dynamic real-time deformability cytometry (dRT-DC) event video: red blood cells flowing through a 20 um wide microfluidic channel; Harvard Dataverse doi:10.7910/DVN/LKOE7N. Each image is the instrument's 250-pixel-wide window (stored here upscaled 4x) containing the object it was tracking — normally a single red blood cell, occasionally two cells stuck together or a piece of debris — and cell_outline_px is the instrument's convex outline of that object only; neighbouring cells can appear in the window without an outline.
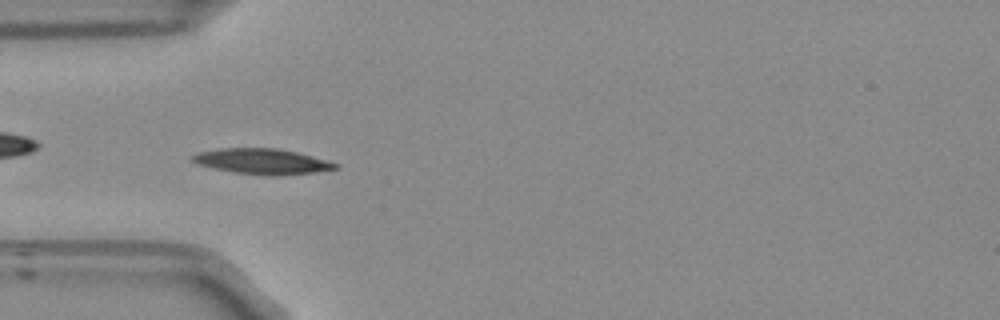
{"species": "Egyptian fruit bat (a non-hibernating species)", "species_latin": "Rousettus aegyptiacus", "temperature_condition": "room temperature", "stored_images_in_passage": 53, "camera_frame_rate_fps": 3000, "um_per_image_px": 0.085, "frame": {"image": 1, "passage_image": 15, "time_ms": 4.667, "image_size_px": [1000, 320], "cell_outline_px": [[340, 168], [312, 172], [280, 176], [268, 176], [232, 172], [212, 168], [196, 164], [192, 160], [192, 156], [200, 152], [220, 148], [280, 148], [296, 152], [324, 160], [336, 164]], "centroid_in_image_um": [22.23, 13.72], "position_along_channel_um": 62.8, "area_um2": 21.1}}
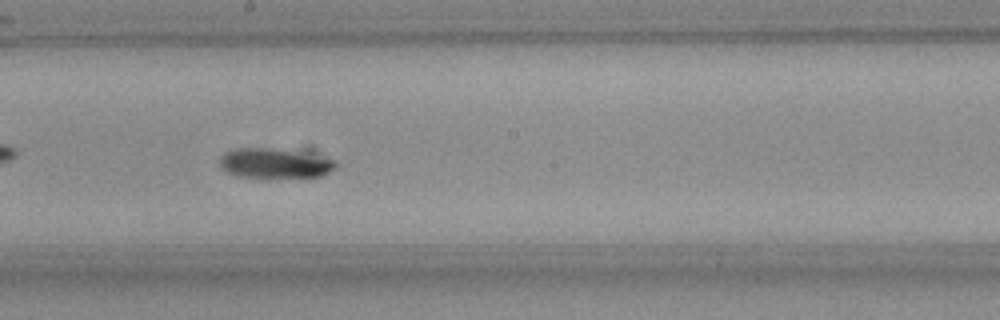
{"frame": {"image": 2, "passage_image": 28, "time_ms": 9.0, "image_size_px": [1000, 320], "cell_outline_px": [[340, 164], [332, 172], [320, 176], [264, 180], [236, 176], [228, 172], [220, 164], [220, 156], [224, 152], [236, 148], [272, 148], [336, 160]], "centroid_in_image_um": [23.34, 13.94], "position_along_channel_um": 224.9, "area_um2": 20.75}}
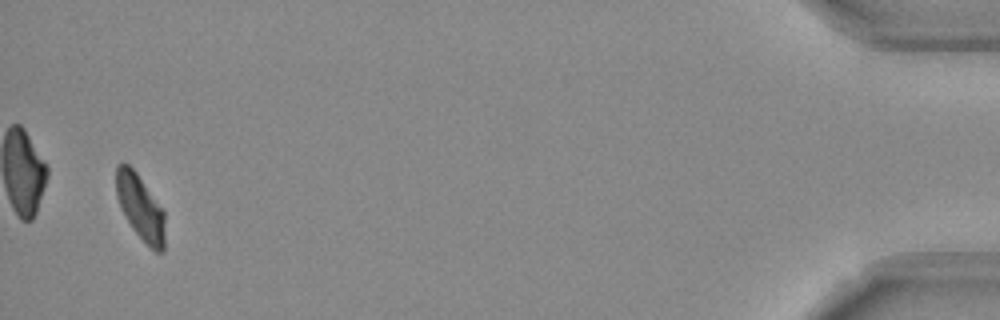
{"frame": {"image": 3, "passage_image": 51, "time_ms": 16.667, "image_size_px": [1000, 320], "cell_outline_px": [[164, 252], [156, 252], [132, 228], [124, 216], [120, 208], [116, 196], [116, 164], [128, 164], [136, 172], [164, 212]], "centroid_in_image_um": [11.9, 17.62], "position_along_channel_um": 423.3, "area_um2": 18.21}, "authors_computed_cell_mechanics": {"area_um2": 19.652, "velocity_mm_per_s": 3.7418, "shape_relaxation_time_tau1_ms": 7.8998, "shape_relaxation_time_tau2_ms": 4.6985, "deformation_change_tau1": 0.1769, "deformation_change_tau2": 0.0954}}